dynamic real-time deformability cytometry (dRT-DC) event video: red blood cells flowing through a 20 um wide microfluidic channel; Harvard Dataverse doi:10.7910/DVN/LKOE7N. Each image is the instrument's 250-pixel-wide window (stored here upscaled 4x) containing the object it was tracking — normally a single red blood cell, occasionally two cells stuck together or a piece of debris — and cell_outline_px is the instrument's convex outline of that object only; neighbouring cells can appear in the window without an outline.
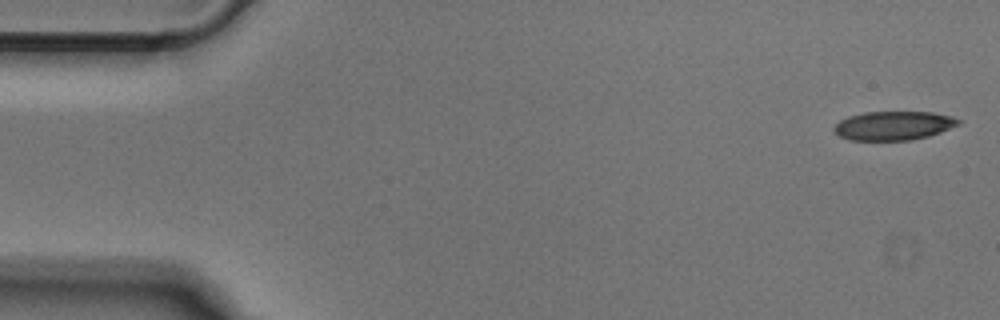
{"species": "Egyptian fruit bat (a non-hibernating species)", "species_latin": "Rousettus aegyptiacus", "temperature_condition": "cold", "stored_images_in_passage": 50, "camera_frame_rate_fps": 3000, "um_per_image_px": 0.085, "animal": {"sex": "male"}, "frame": {"image": 1, "passage_image": 1, "time_ms": 0.0, "image_size_px": [1000, 320], "cell_outline_px": [[960, 124], [940, 132], [928, 136], [912, 140], [852, 140], [840, 136], [832, 128], [840, 120], [848, 116], [864, 112], [932, 112], [952, 116], [960, 120]], "centroid_in_image_um": [75.96, 10.67], "position_along_channel_um": 9.0, "area_um2": 20.87}}
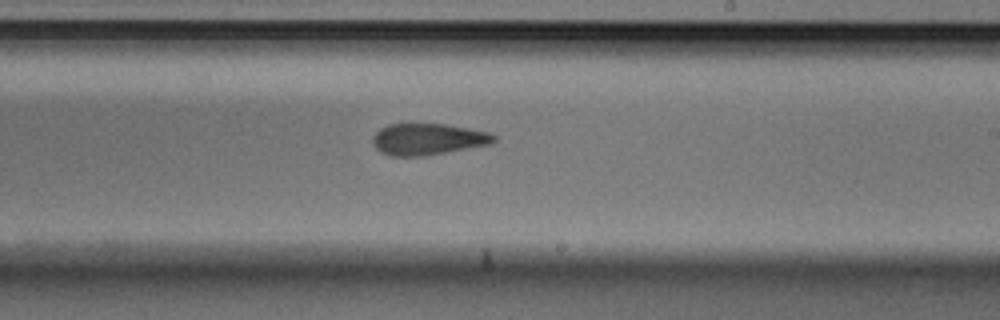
{"frame": {"image": 2, "passage_image": 29, "time_ms": 9.333, "image_size_px": [1000, 320], "cell_outline_px": [[496, 140], [488, 144], [424, 156], [392, 156], [380, 152], [372, 144], [372, 136], [380, 128], [388, 124], [444, 124], [492, 132], [496, 136]], "centroid_in_image_um": [36.34, 11.82], "position_along_channel_um": 252.7, "area_um2": 22.2}}
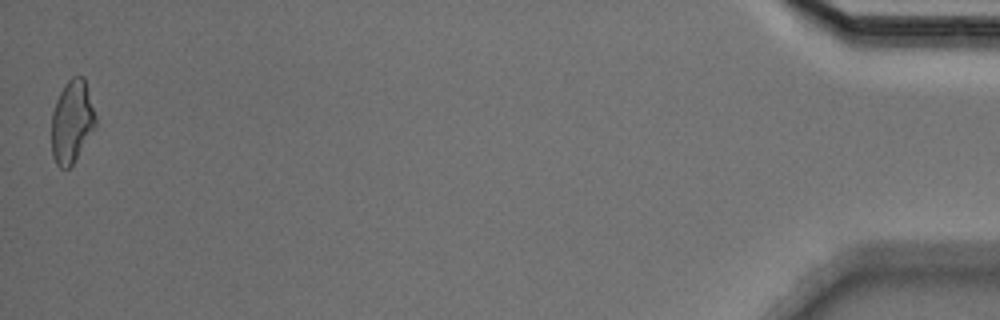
{"frame": {"image": 3, "passage_image": 50, "time_ms": 16.333, "image_size_px": [1000, 320], "cell_outline_px": [[96, 128], [72, 164], [68, 168], [60, 168], [56, 164], [52, 156], [52, 112], [56, 100], [60, 92], [68, 80], [72, 76], [84, 76], [96, 116]], "centroid_in_image_um": [6.12, 10.33], "position_along_channel_um": 429.1, "area_um2": 21.27}}